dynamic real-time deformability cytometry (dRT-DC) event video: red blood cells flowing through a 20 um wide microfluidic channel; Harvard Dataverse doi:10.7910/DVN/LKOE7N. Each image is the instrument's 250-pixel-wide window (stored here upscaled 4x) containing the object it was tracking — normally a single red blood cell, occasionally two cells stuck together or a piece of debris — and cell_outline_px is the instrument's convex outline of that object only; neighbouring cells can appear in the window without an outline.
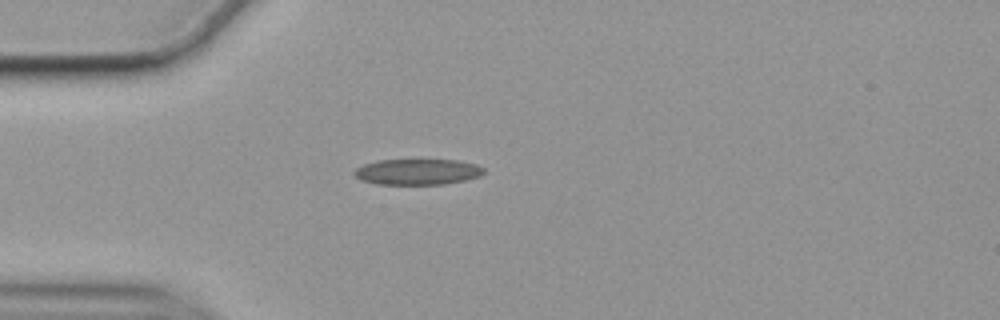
{"species": "common noctule bat (a hibernating species)", "species_latin": "Nyctalus noctula", "temperature_condition": "cold", "stored_images_in_passage": 42, "camera_frame_rate_fps": 3000, "um_per_image_px": 0.085, "animal": {"sex": "female", "body_mass_g": 19.9}, "frame": {"image": 1, "passage_image": 1, "time_ms": 0.0, "image_size_px": [1000, 320], "cell_outline_px": [[484, 172], [480, 176], [464, 180], [444, 184], [376, 184], [360, 180], [352, 172], [356, 168], [364, 164], [376, 160], [456, 160], [476, 164], [484, 168]], "centroid_in_image_um": [35.46, 14.6], "position_along_channel_um": 49.5, "area_um2": 19.48}}
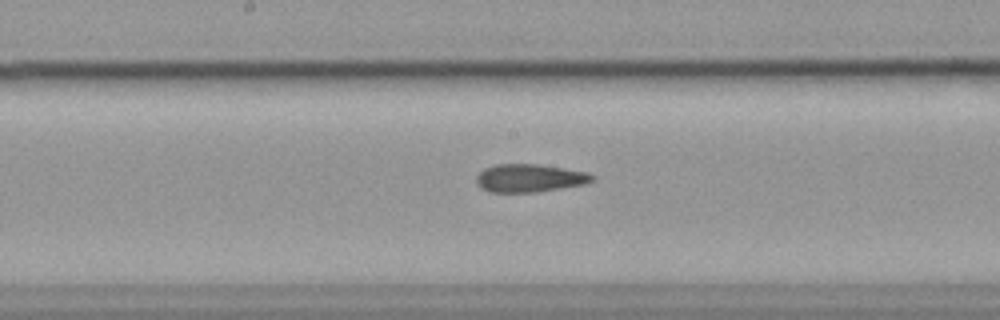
{"frame": {"image": 2, "passage_image": 15, "time_ms": 4.667, "image_size_px": [1000, 320], "cell_outline_px": [[596, 180], [584, 184], [536, 192], [488, 192], [480, 188], [476, 184], [476, 176], [484, 168], [496, 164], [540, 164], [588, 172], [596, 176]], "centroid_in_image_um": [45.01, 15.13], "position_along_channel_um": 203.2, "area_um2": 19.13}}
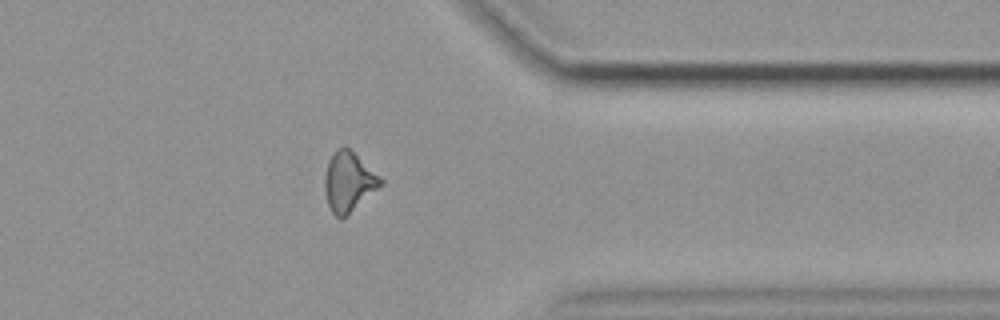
{"frame": {"image": 3, "passage_image": 31, "time_ms": 10.0, "image_size_px": [1000, 320], "cell_outline_px": [[384, 184], [340, 220], [332, 212], [328, 204], [324, 188], [324, 176], [328, 160], [336, 148], [344, 144], [380, 176], [384, 180]], "centroid_in_image_um": [29.62, 15.42], "position_along_channel_um": 381.8, "area_um2": 19.42}, "authors_computed_cell_mechanics": {"area_um2": 19.1029, "velocity_mm_per_s": 3.5323, "shape_relaxation_time_tau1_ms": 9.3675, "shape_relaxation_time_tau2_ms": 3.4176, "deformation_change_tau1": 0.2017, "deformation_change_tau2": 0.127}}